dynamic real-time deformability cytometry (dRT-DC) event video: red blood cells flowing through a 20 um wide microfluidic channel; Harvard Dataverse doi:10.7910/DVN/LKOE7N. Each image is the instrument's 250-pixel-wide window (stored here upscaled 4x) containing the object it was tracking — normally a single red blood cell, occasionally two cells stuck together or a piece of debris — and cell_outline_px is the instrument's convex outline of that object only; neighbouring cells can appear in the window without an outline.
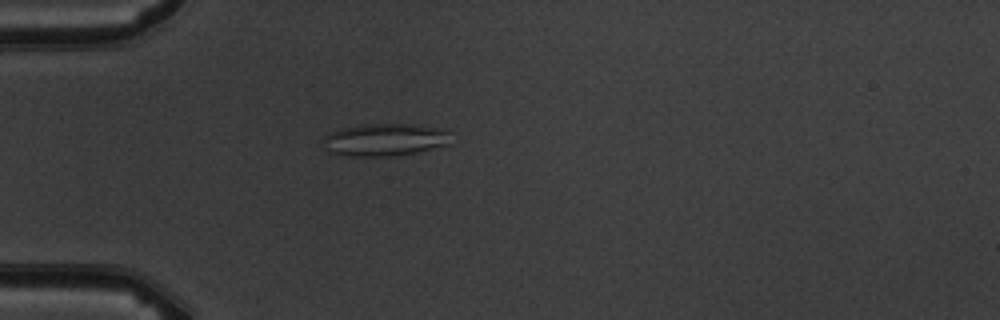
{"species": "common noctule bat (a hibernating species)", "species_latin": "Nyctalus noctula", "temperature_condition": "warm", "stored_images_in_passage": 2, "camera_frame_rate_fps": 3000, "um_per_image_px": 0.085, "animal": {"sex": "male", "body_mass_g": 19.5, "forearm_length_mm": 54.6}, "frame": {"image": 1, "passage_image": 1, "time_ms": 0.0, "image_size_px": [1000, 320], "cell_outline_px": [[452, 144], [416, 152], [388, 156], [340, 156], [328, 152], [324, 140], [324, 136], [328, 132], [340, 128], [364, 124], [412, 124], [440, 128], [448, 132]], "centroid_in_image_um": [32.69, 11.88], "position_along_channel_um": 52.3, "area_um2": 24.33}}